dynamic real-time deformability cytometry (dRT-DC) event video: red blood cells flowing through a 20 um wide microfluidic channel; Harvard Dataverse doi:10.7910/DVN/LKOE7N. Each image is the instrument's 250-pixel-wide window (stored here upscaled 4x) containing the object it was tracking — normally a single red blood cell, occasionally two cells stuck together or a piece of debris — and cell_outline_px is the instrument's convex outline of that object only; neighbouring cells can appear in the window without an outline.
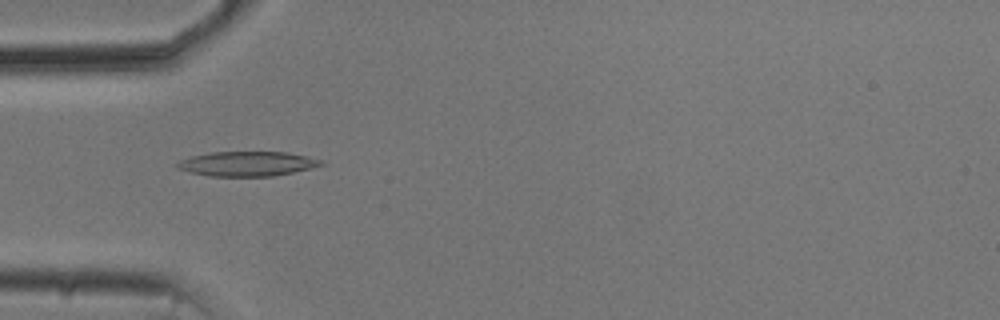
{"species": "common noctule bat (a hibernating species)", "species_latin": "Nyctalus noctula", "temperature_condition": "cold", "stored_images_in_passage": 43, "camera_frame_rate_fps": 3000, "um_per_image_px": 0.085, "animal": {"sex": "male", "body_mass_g": 20.5, "forearm_length_mm": 52.5}, "frame": {"image": 1, "passage_image": 6, "time_ms": 1.667, "image_size_px": [1000, 320], "cell_outline_px": [[324, 164], [292, 172], [272, 176], [208, 176], [176, 168], [176, 164], [180, 160], [192, 156], [212, 152], [288, 152], [324, 160]], "centroid_in_image_um": [21.0, 13.91], "position_along_channel_um": 64.0, "area_um2": 20.46}}
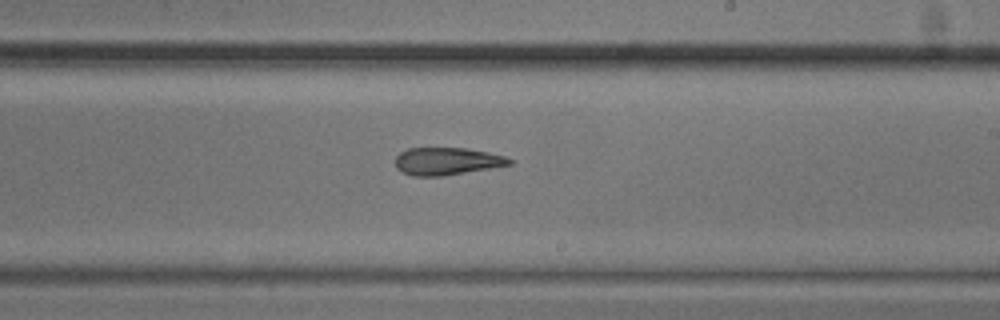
{"frame": {"image": 2, "passage_image": 21, "time_ms": 6.667, "image_size_px": [1000, 320], "cell_outline_px": [[516, 160], [512, 164], [440, 176], [412, 176], [396, 168], [396, 156], [400, 152], [408, 148], [464, 148], [488, 152], [504, 156]], "centroid_in_image_um": [37.98, 13.69], "position_along_channel_um": 251.0, "area_um2": 18.09}}
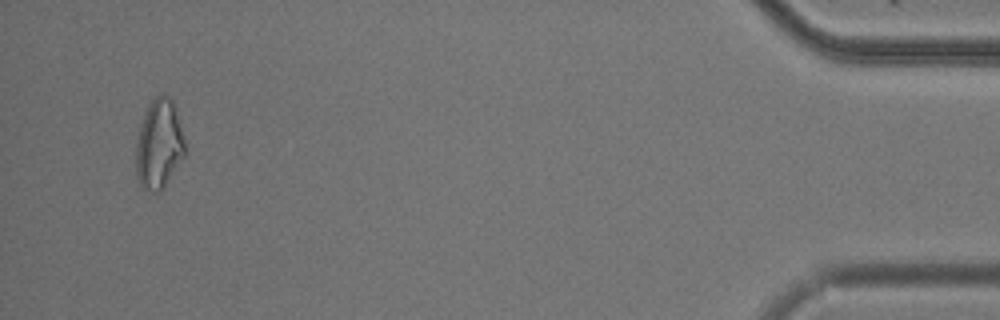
{"frame": {"image": 3, "passage_image": 41, "time_ms": 13.333, "image_size_px": [1000, 320], "cell_outline_px": [[184, 156], [164, 188], [160, 192], [152, 192], [140, 188], [136, 176], [136, 144], [140, 128], [148, 104], [160, 92], [164, 92], [172, 100], [184, 140]], "centroid_in_image_um": [13.49, 12.3], "position_along_channel_um": 421.7, "area_um2": 25.43}, "authors_computed_cell_mechanics": {"area_um2": 19.5364, "velocity_mm_per_s": 3.7444, "shape_relaxation_time_tau1_ms": 10.965, "shape_relaxation_time_tau2_ms": 4.0523, "deformation_change_tau1": 0.2569, "deformation_change_tau2": 0.1406}}